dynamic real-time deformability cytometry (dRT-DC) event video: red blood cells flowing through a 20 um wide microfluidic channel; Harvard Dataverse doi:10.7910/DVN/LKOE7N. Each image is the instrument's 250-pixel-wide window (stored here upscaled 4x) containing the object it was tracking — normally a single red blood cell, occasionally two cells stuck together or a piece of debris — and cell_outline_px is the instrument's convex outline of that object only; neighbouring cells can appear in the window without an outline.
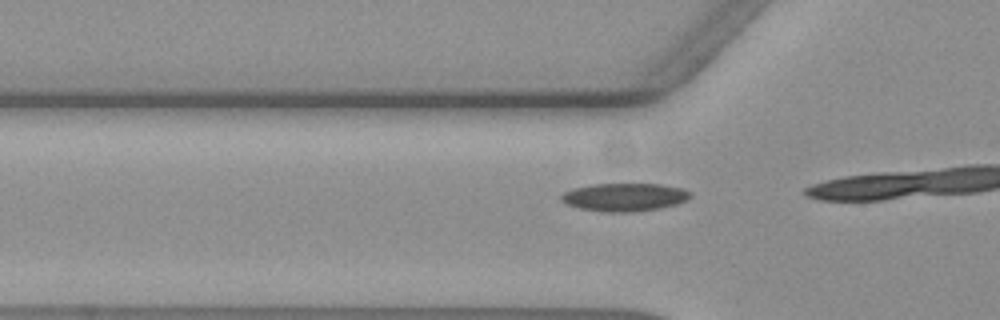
{"species": "common noctule bat (a hibernating species)", "species_latin": "Nyctalus noctula", "temperature_condition": "warm", "stored_images_in_passage": 17, "camera_frame_rate_fps": 3000, "um_per_image_px": 0.085, "animal": {"sex": "female", "body_mass_g": 19.3, "forearm_length_mm": 54.1}, "frame": {"image": 1, "passage_image": 15, "time_ms": 4.667, "image_size_px": [1000, 320], "cell_outline_px": [[692, 196], [688, 200], [676, 204], [660, 208], [632, 212], [604, 212], [580, 208], [568, 204], [560, 200], [560, 196], [564, 192], [572, 188], [592, 184], [660, 184], [684, 188], [692, 192]], "centroid_in_image_um": [53.11, 16.75], "position_along_channel_um": 72.7, "area_um2": 21.27}}